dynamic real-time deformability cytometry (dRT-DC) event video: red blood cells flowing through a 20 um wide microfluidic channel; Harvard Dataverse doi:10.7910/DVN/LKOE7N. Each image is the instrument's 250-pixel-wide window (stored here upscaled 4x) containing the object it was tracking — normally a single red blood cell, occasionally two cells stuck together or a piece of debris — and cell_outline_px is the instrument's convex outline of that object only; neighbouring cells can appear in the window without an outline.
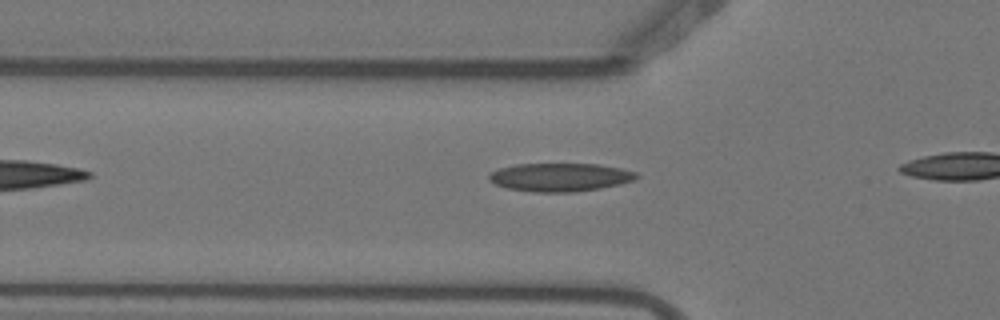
{"species": "Egyptian fruit bat (a non-hibernating species)", "species_latin": "Rousettus aegyptiacus", "temperature_condition": "warm", "stored_images_in_passage": 3, "camera_frame_rate_fps": 3000, "um_per_image_px": 0.085, "animal": {"sex": "female"}, "frame": {"image": 1, "passage_image": 3, "time_ms": 0.667, "image_size_px": [1000, 320], "cell_outline_px": [[640, 176], [636, 180], [620, 184], [600, 188], [572, 192], [532, 192], [508, 188], [496, 184], [488, 180], [488, 176], [492, 172], [500, 168], [516, 164], [600, 164], [620, 168], [636, 172]], "centroid_in_image_um": [47.64, 15.06], "position_along_channel_um": 78.2, "area_um2": 24.33}}